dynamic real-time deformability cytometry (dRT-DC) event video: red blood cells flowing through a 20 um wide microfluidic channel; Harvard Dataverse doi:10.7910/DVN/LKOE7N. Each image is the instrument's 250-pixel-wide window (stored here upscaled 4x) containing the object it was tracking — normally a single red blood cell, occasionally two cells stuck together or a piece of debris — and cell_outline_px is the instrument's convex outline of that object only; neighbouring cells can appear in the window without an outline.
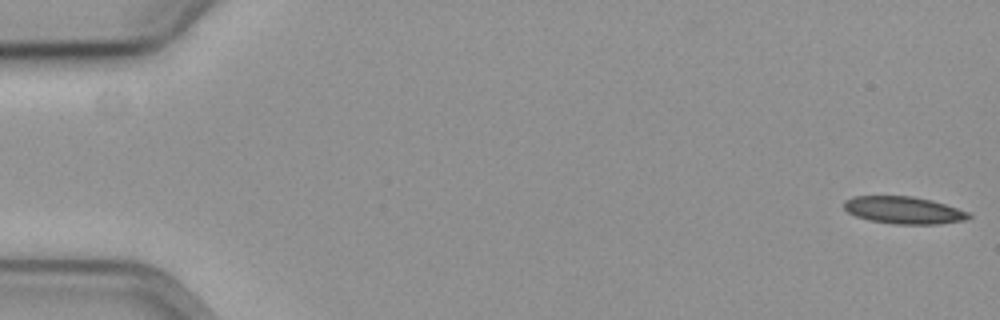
{"species": "common noctule bat (a hibernating species)", "species_latin": "Nyctalus noctula", "temperature_condition": "cold", "stored_images_in_passage": 9, "camera_frame_rate_fps": 3000, "um_per_image_px": 0.085, "animal": {"sex": "female", "body_mass_g": 19.3, "forearm_length_mm": 54.1}, "frame": {"image": 1, "passage_image": 1, "time_ms": 0.0, "image_size_px": [1000, 320], "cell_outline_px": [[972, 216], [964, 220], [936, 224], [896, 224], [872, 220], [856, 216], [848, 212], [844, 208], [844, 200], [852, 196], [912, 196], [932, 200], [968, 212]], "centroid_in_image_um": [76.79, 17.85], "position_along_channel_um": 8.2, "area_um2": 19.59}}